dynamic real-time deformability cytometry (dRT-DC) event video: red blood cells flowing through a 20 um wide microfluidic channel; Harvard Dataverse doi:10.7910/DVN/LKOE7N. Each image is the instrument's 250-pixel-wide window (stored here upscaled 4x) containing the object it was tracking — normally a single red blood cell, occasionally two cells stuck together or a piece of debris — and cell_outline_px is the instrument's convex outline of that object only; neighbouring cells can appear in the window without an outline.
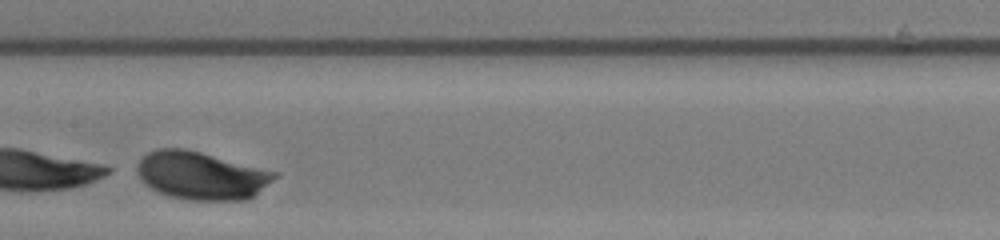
{"species": "human", "species_latin": "Homo sapiens", "temperature_condition": "warm", "stored_images_in_passage": 20, "camera_frame_rate_fps": 3000, "um_per_image_px": 0.085, "donor": {"sex": "female"}, "frame": {"image": 1, "passage_image": 12, "time_ms": 3.667, "image_size_px": [1000, 240], "cell_outline_px": [[280, 172], [272, 180], [248, 200], [184, 200], [168, 196], [156, 192], [144, 184], [140, 180], [136, 172], [136, 168], [140, 160], [148, 152], [156, 148], [184, 148]], "centroid_in_image_um": [17.06, 14.93], "position_along_channel_um": 190.3, "area_um2": 38.61}}
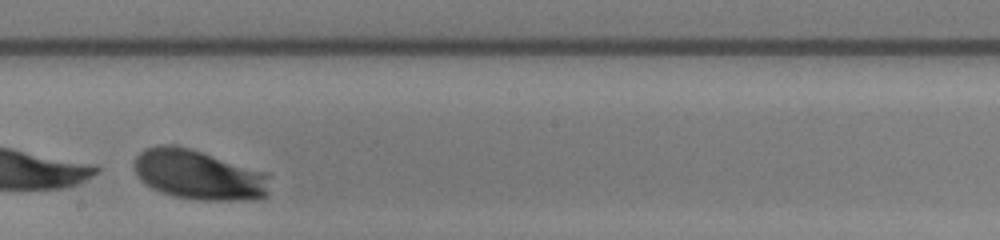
{"frame": {"image": 2, "passage_image": 15, "time_ms": 4.667, "image_size_px": [1000, 240], "cell_outline_px": [[272, 172], [268, 192], [260, 200], [200, 200], [176, 196], [160, 192], [144, 184], [136, 176], [132, 168], [136, 156], [144, 148], [156, 144], [176, 144]], "centroid_in_image_um": [16.92, 14.83], "position_along_channel_um": 231.3, "area_um2": 40.63}}